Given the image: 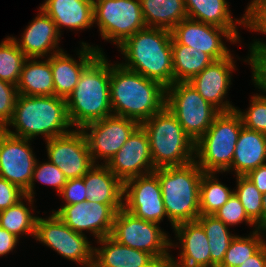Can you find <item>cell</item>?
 <instances>
[{
    "instance_id": "obj_1",
    "label": "cell",
    "mask_w": 266,
    "mask_h": 267,
    "mask_svg": "<svg viewBox=\"0 0 266 267\" xmlns=\"http://www.w3.org/2000/svg\"><path fill=\"white\" fill-rule=\"evenodd\" d=\"M110 103L113 115L141 124L165 107L166 87L120 63H111Z\"/></svg>"
},
{
    "instance_id": "obj_2",
    "label": "cell",
    "mask_w": 266,
    "mask_h": 267,
    "mask_svg": "<svg viewBox=\"0 0 266 267\" xmlns=\"http://www.w3.org/2000/svg\"><path fill=\"white\" fill-rule=\"evenodd\" d=\"M119 51L123 67L169 87L174 83L171 31L146 27L126 39Z\"/></svg>"
},
{
    "instance_id": "obj_3",
    "label": "cell",
    "mask_w": 266,
    "mask_h": 267,
    "mask_svg": "<svg viewBox=\"0 0 266 267\" xmlns=\"http://www.w3.org/2000/svg\"><path fill=\"white\" fill-rule=\"evenodd\" d=\"M13 127V130L9 129ZM66 99L57 96L17 95L13 115L3 129L32 140L41 135L45 141L71 132Z\"/></svg>"
},
{
    "instance_id": "obj_4",
    "label": "cell",
    "mask_w": 266,
    "mask_h": 267,
    "mask_svg": "<svg viewBox=\"0 0 266 267\" xmlns=\"http://www.w3.org/2000/svg\"><path fill=\"white\" fill-rule=\"evenodd\" d=\"M111 62L100 53L82 72L66 99L70 123L75 129L113 115L110 103Z\"/></svg>"
},
{
    "instance_id": "obj_5",
    "label": "cell",
    "mask_w": 266,
    "mask_h": 267,
    "mask_svg": "<svg viewBox=\"0 0 266 267\" xmlns=\"http://www.w3.org/2000/svg\"><path fill=\"white\" fill-rule=\"evenodd\" d=\"M167 219L174 226L197 220L200 183L204 171L195 161L184 166L156 168Z\"/></svg>"
},
{
    "instance_id": "obj_6",
    "label": "cell",
    "mask_w": 266,
    "mask_h": 267,
    "mask_svg": "<svg viewBox=\"0 0 266 267\" xmlns=\"http://www.w3.org/2000/svg\"><path fill=\"white\" fill-rule=\"evenodd\" d=\"M140 125L148 135L155 169L195 161V143L166 106Z\"/></svg>"
},
{
    "instance_id": "obj_7",
    "label": "cell",
    "mask_w": 266,
    "mask_h": 267,
    "mask_svg": "<svg viewBox=\"0 0 266 267\" xmlns=\"http://www.w3.org/2000/svg\"><path fill=\"white\" fill-rule=\"evenodd\" d=\"M242 120L236 110L220 112L195 143V162L204 172H226L232 165Z\"/></svg>"
},
{
    "instance_id": "obj_8",
    "label": "cell",
    "mask_w": 266,
    "mask_h": 267,
    "mask_svg": "<svg viewBox=\"0 0 266 267\" xmlns=\"http://www.w3.org/2000/svg\"><path fill=\"white\" fill-rule=\"evenodd\" d=\"M165 106L194 143L206 133L220 113L188 82H174L166 88Z\"/></svg>"
},
{
    "instance_id": "obj_9",
    "label": "cell",
    "mask_w": 266,
    "mask_h": 267,
    "mask_svg": "<svg viewBox=\"0 0 266 267\" xmlns=\"http://www.w3.org/2000/svg\"><path fill=\"white\" fill-rule=\"evenodd\" d=\"M163 230L159 224L137 218L122 208L116 212L110 236L122 245L152 254L164 265L172 255V240Z\"/></svg>"
},
{
    "instance_id": "obj_10",
    "label": "cell",
    "mask_w": 266,
    "mask_h": 267,
    "mask_svg": "<svg viewBox=\"0 0 266 267\" xmlns=\"http://www.w3.org/2000/svg\"><path fill=\"white\" fill-rule=\"evenodd\" d=\"M93 13L102 40L117 47L146 28L140 0H93Z\"/></svg>"
},
{
    "instance_id": "obj_11",
    "label": "cell",
    "mask_w": 266,
    "mask_h": 267,
    "mask_svg": "<svg viewBox=\"0 0 266 267\" xmlns=\"http://www.w3.org/2000/svg\"><path fill=\"white\" fill-rule=\"evenodd\" d=\"M35 240L81 267L93 266L94 246L86 235L68 227L55 213L36 220Z\"/></svg>"
},
{
    "instance_id": "obj_12",
    "label": "cell",
    "mask_w": 266,
    "mask_h": 267,
    "mask_svg": "<svg viewBox=\"0 0 266 267\" xmlns=\"http://www.w3.org/2000/svg\"><path fill=\"white\" fill-rule=\"evenodd\" d=\"M140 124L129 118L111 115L86 124L81 130L84 132L91 158L94 164L106 165L120 150L132 132Z\"/></svg>"
},
{
    "instance_id": "obj_13",
    "label": "cell",
    "mask_w": 266,
    "mask_h": 267,
    "mask_svg": "<svg viewBox=\"0 0 266 267\" xmlns=\"http://www.w3.org/2000/svg\"><path fill=\"white\" fill-rule=\"evenodd\" d=\"M123 204H102L92 200L72 205H62L57 211L52 210L73 231L85 235L90 232L98 241L110 236L116 212ZM84 231V232H83Z\"/></svg>"
},
{
    "instance_id": "obj_14",
    "label": "cell",
    "mask_w": 266,
    "mask_h": 267,
    "mask_svg": "<svg viewBox=\"0 0 266 267\" xmlns=\"http://www.w3.org/2000/svg\"><path fill=\"white\" fill-rule=\"evenodd\" d=\"M123 209L133 216L160 224L167 213L161 185L155 172L137 176L124 182Z\"/></svg>"
},
{
    "instance_id": "obj_15",
    "label": "cell",
    "mask_w": 266,
    "mask_h": 267,
    "mask_svg": "<svg viewBox=\"0 0 266 267\" xmlns=\"http://www.w3.org/2000/svg\"><path fill=\"white\" fill-rule=\"evenodd\" d=\"M48 160L56 165L67 180L83 177L94 165L88 142L81 129H72L46 141Z\"/></svg>"
},
{
    "instance_id": "obj_16",
    "label": "cell",
    "mask_w": 266,
    "mask_h": 267,
    "mask_svg": "<svg viewBox=\"0 0 266 267\" xmlns=\"http://www.w3.org/2000/svg\"><path fill=\"white\" fill-rule=\"evenodd\" d=\"M171 35L178 44L197 48V50L210 55L215 61L225 59L231 55V51L223 42V38L231 44L241 43V40L228 29L190 18L180 21L171 30Z\"/></svg>"
},
{
    "instance_id": "obj_17",
    "label": "cell",
    "mask_w": 266,
    "mask_h": 267,
    "mask_svg": "<svg viewBox=\"0 0 266 267\" xmlns=\"http://www.w3.org/2000/svg\"><path fill=\"white\" fill-rule=\"evenodd\" d=\"M30 141L33 140L11 135L5 130L0 133V177L24 192L29 188L37 161Z\"/></svg>"
},
{
    "instance_id": "obj_18",
    "label": "cell",
    "mask_w": 266,
    "mask_h": 267,
    "mask_svg": "<svg viewBox=\"0 0 266 267\" xmlns=\"http://www.w3.org/2000/svg\"><path fill=\"white\" fill-rule=\"evenodd\" d=\"M106 166L123 183L128 179L154 172L148 135L139 125Z\"/></svg>"
},
{
    "instance_id": "obj_19",
    "label": "cell",
    "mask_w": 266,
    "mask_h": 267,
    "mask_svg": "<svg viewBox=\"0 0 266 267\" xmlns=\"http://www.w3.org/2000/svg\"><path fill=\"white\" fill-rule=\"evenodd\" d=\"M233 56L231 54L225 59L214 61L188 81L219 112H229L236 108L229 100H225L231 88L232 73L237 70Z\"/></svg>"
},
{
    "instance_id": "obj_20",
    "label": "cell",
    "mask_w": 266,
    "mask_h": 267,
    "mask_svg": "<svg viewBox=\"0 0 266 267\" xmlns=\"http://www.w3.org/2000/svg\"><path fill=\"white\" fill-rule=\"evenodd\" d=\"M80 43L81 48L76 51L78 61L64 50L48 57L52 68L54 96L67 99L78 84L83 70L100 53H105L98 45L95 47L86 42Z\"/></svg>"
},
{
    "instance_id": "obj_21",
    "label": "cell",
    "mask_w": 266,
    "mask_h": 267,
    "mask_svg": "<svg viewBox=\"0 0 266 267\" xmlns=\"http://www.w3.org/2000/svg\"><path fill=\"white\" fill-rule=\"evenodd\" d=\"M38 11L21 38L12 36L27 58H48L64 50L59 47L62 34L58 32L55 22L40 7Z\"/></svg>"
},
{
    "instance_id": "obj_22",
    "label": "cell",
    "mask_w": 266,
    "mask_h": 267,
    "mask_svg": "<svg viewBox=\"0 0 266 267\" xmlns=\"http://www.w3.org/2000/svg\"><path fill=\"white\" fill-rule=\"evenodd\" d=\"M173 231L179 241H171V248H181L178 259L171 255L173 263L183 267H211L208 237L197 220L180 223L174 226Z\"/></svg>"
},
{
    "instance_id": "obj_23",
    "label": "cell",
    "mask_w": 266,
    "mask_h": 267,
    "mask_svg": "<svg viewBox=\"0 0 266 267\" xmlns=\"http://www.w3.org/2000/svg\"><path fill=\"white\" fill-rule=\"evenodd\" d=\"M187 16L202 23L215 25L230 30L239 40L238 25L251 31V2L247 4L245 14L240 19H233L229 2L226 0H184Z\"/></svg>"
},
{
    "instance_id": "obj_24",
    "label": "cell",
    "mask_w": 266,
    "mask_h": 267,
    "mask_svg": "<svg viewBox=\"0 0 266 267\" xmlns=\"http://www.w3.org/2000/svg\"><path fill=\"white\" fill-rule=\"evenodd\" d=\"M92 267H163L150 253L122 245L111 236L97 241Z\"/></svg>"
},
{
    "instance_id": "obj_25",
    "label": "cell",
    "mask_w": 266,
    "mask_h": 267,
    "mask_svg": "<svg viewBox=\"0 0 266 267\" xmlns=\"http://www.w3.org/2000/svg\"><path fill=\"white\" fill-rule=\"evenodd\" d=\"M39 7L55 22L60 34L64 27L78 31L94 24L93 0H45Z\"/></svg>"
},
{
    "instance_id": "obj_26",
    "label": "cell",
    "mask_w": 266,
    "mask_h": 267,
    "mask_svg": "<svg viewBox=\"0 0 266 267\" xmlns=\"http://www.w3.org/2000/svg\"><path fill=\"white\" fill-rule=\"evenodd\" d=\"M266 164V135L242 128L236 142L231 167L235 176H245L260 165Z\"/></svg>"
},
{
    "instance_id": "obj_27",
    "label": "cell",
    "mask_w": 266,
    "mask_h": 267,
    "mask_svg": "<svg viewBox=\"0 0 266 267\" xmlns=\"http://www.w3.org/2000/svg\"><path fill=\"white\" fill-rule=\"evenodd\" d=\"M87 200L123 204L124 183L106 165L94 164L83 176Z\"/></svg>"
},
{
    "instance_id": "obj_28",
    "label": "cell",
    "mask_w": 266,
    "mask_h": 267,
    "mask_svg": "<svg viewBox=\"0 0 266 267\" xmlns=\"http://www.w3.org/2000/svg\"><path fill=\"white\" fill-rule=\"evenodd\" d=\"M16 87L19 95L54 96L52 68L48 58H27Z\"/></svg>"
},
{
    "instance_id": "obj_29",
    "label": "cell",
    "mask_w": 266,
    "mask_h": 267,
    "mask_svg": "<svg viewBox=\"0 0 266 267\" xmlns=\"http://www.w3.org/2000/svg\"><path fill=\"white\" fill-rule=\"evenodd\" d=\"M146 27L171 31L188 18L184 0H140Z\"/></svg>"
},
{
    "instance_id": "obj_30",
    "label": "cell",
    "mask_w": 266,
    "mask_h": 267,
    "mask_svg": "<svg viewBox=\"0 0 266 267\" xmlns=\"http://www.w3.org/2000/svg\"><path fill=\"white\" fill-rule=\"evenodd\" d=\"M174 82H188L215 60L197 48L178 44L172 38Z\"/></svg>"
},
{
    "instance_id": "obj_31",
    "label": "cell",
    "mask_w": 266,
    "mask_h": 267,
    "mask_svg": "<svg viewBox=\"0 0 266 267\" xmlns=\"http://www.w3.org/2000/svg\"><path fill=\"white\" fill-rule=\"evenodd\" d=\"M34 201L32 197L25 195L15 205L1 211L0 227L14 234L19 239L24 234L25 236L31 235L34 238L36 220L38 218V216H34V213H32L35 210L33 209ZM26 203H28L27 205L31 209Z\"/></svg>"
},
{
    "instance_id": "obj_32",
    "label": "cell",
    "mask_w": 266,
    "mask_h": 267,
    "mask_svg": "<svg viewBox=\"0 0 266 267\" xmlns=\"http://www.w3.org/2000/svg\"><path fill=\"white\" fill-rule=\"evenodd\" d=\"M197 221L202 225L208 237L211 267H219L224 260L231 241L236 235L232 234L229 230L230 227L214 215L200 214Z\"/></svg>"
},
{
    "instance_id": "obj_33",
    "label": "cell",
    "mask_w": 266,
    "mask_h": 267,
    "mask_svg": "<svg viewBox=\"0 0 266 267\" xmlns=\"http://www.w3.org/2000/svg\"><path fill=\"white\" fill-rule=\"evenodd\" d=\"M216 175V172H204L201 177L199 202L202 215H214L234 193Z\"/></svg>"
},
{
    "instance_id": "obj_34",
    "label": "cell",
    "mask_w": 266,
    "mask_h": 267,
    "mask_svg": "<svg viewBox=\"0 0 266 267\" xmlns=\"http://www.w3.org/2000/svg\"><path fill=\"white\" fill-rule=\"evenodd\" d=\"M265 239L266 230L263 229L252 231L244 237L236 234L219 267H238L266 243Z\"/></svg>"
},
{
    "instance_id": "obj_35",
    "label": "cell",
    "mask_w": 266,
    "mask_h": 267,
    "mask_svg": "<svg viewBox=\"0 0 266 267\" xmlns=\"http://www.w3.org/2000/svg\"><path fill=\"white\" fill-rule=\"evenodd\" d=\"M27 57L11 36L0 43V80L17 85Z\"/></svg>"
},
{
    "instance_id": "obj_36",
    "label": "cell",
    "mask_w": 266,
    "mask_h": 267,
    "mask_svg": "<svg viewBox=\"0 0 266 267\" xmlns=\"http://www.w3.org/2000/svg\"><path fill=\"white\" fill-rule=\"evenodd\" d=\"M234 193L244 206L248 217L262 229V199L263 194L246 176H236Z\"/></svg>"
},
{
    "instance_id": "obj_37",
    "label": "cell",
    "mask_w": 266,
    "mask_h": 267,
    "mask_svg": "<svg viewBox=\"0 0 266 267\" xmlns=\"http://www.w3.org/2000/svg\"><path fill=\"white\" fill-rule=\"evenodd\" d=\"M36 181L45 185L52 186L57 193H60L67 182V178L65 177L63 172L49 160L40 163L37 160L29 188L24 192L26 196L32 197L33 199H35L34 190Z\"/></svg>"
},
{
    "instance_id": "obj_38",
    "label": "cell",
    "mask_w": 266,
    "mask_h": 267,
    "mask_svg": "<svg viewBox=\"0 0 266 267\" xmlns=\"http://www.w3.org/2000/svg\"><path fill=\"white\" fill-rule=\"evenodd\" d=\"M248 45L250 54L246 56L247 59L243 60L251 67V76L255 87L259 89V92H263H260L259 95L266 96V43L256 39Z\"/></svg>"
},
{
    "instance_id": "obj_39",
    "label": "cell",
    "mask_w": 266,
    "mask_h": 267,
    "mask_svg": "<svg viewBox=\"0 0 266 267\" xmlns=\"http://www.w3.org/2000/svg\"><path fill=\"white\" fill-rule=\"evenodd\" d=\"M250 99L247 110L242 111L237 107L235 110L240 115L244 128L266 135V96L256 93Z\"/></svg>"
},
{
    "instance_id": "obj_40",
    "label": "cell",
    "mask_w": 266,
    "mask_h": 267,
    "mask_svg": "<svg viewBox=\"0 0 266 267\" xmlns=\"http://www.w3.org/2000/svg\"><path fill=\"white\" fill-rule=\"evenodd\" d=\"M214 216L228 227L245 222L248 226H253V231L258 230L257 225L248 217L244 206L235 193H233L228 201L215 212Z\"/></svg>"
},
{
    "instance_id": "obj_41",
    "label": "cell",
    "mask_w": 266,
    "mask_h": 267,
    "mask_svg": "<svg viewBox=\"0 0 266 267\" xmlns=\"http://www.w3.org/2000/svg\"><path fill=\"white\" fill-rule=\"evenodd\" d=\"M18 92L17 87L0 80V127L4 129L10 122Z\"/></svg>"
},
{
    "instance_id": "obj_42",
    "label": "cell",
    "mask_w": 266,
    "mask_h": 267,
    "mask_svg": "<svg viewBox=\"0 0 266 267\" xmlns=\"http://www.w3.org/2000/svg\"><path fill=\"white\" fill-rule=\"evenodd\" d=\"M59 195H61L65 202L63 205H72L87 201L86 187L83 177L67 180Z\"/></svg>"
},
{
    "instance_id": "obj_43",
    "label": "cell",
    "mask_w": 266,
    "mask_h": 267,
    "mask_svg": "<svg viewBox=\"0 0 266 267\" xmlns=\"http://www.w3.org/2000/svg\"><path fill=\"white\" fill-rule=\"evenodd\" d=\"M25 196L17 185L0 177V212L15 205Z\"/></svg>"
},
{
    "instance_id": "obj_44",
    "label": "cell",
    "mask_w": 266,
    "mask_h": 267,
    "mask_svg": "<svg viewBox=\"0 0 266 267\" xmlns=\"http://www.w3.org/2000/svg\"><path fill=\"white\" fill-rule=\"evenodd\" d=\"M19 243V238L0 227V256L9 254Z\"/></svg>"
},
{
    "instance_id": "obj_45",
    "label": "cell",
    "mask_w": 266,
    "mask_h": 267,
    "mask_svg": "<svg viewBox=\"0 0 266 267\" xmlns=\"http://www.w3.org/2000/svg\"><path fill=\"white\" fill-rule=\"evenodd\" d=\"M262 194H266V164L260 165L245 175Z\"/></svg>"
},
{
    "instance_id": "obj_46",
    "label": "cell",
    "mask_w": 266,
    "mask_h": 267,
    "mask_svg": "<svg viewBox=\"0 0 266 267\" xmlns=\"http://www.w3.org/2000/svg\"><path fill=\"white\" fill-rule=\"evenodd\" d=\"M238 267H266V243Z\"/></svg>"
},
{
    "instance_id": "obj_47",
    "label": "cell",
    "mask_w": 266,
    "mask_h": 267,
    "mask_svg": "<svg viewBox=\"0 0 266 267\" xmlns=\"http://www.w3.org/2000/svg\"><path fill=\"white\" fill-rule=\"evenodd\" d=\"M251 31L266 35V11H251Z\"/></svg>"
},
{
    "instance_id": "obj_48",
    "label": "cell",
    "mask_w": 266,
    "mask_h": 267,
    "mask_svg": "<svg viewBox=\"0 0 266 267\" xmlns=\"http://www.w3.org/2000/svg\"><path fill=\"white\" fill-rule=\"evenodd\" d=\"M251 11H266V0H251Z\"/></svg>"
},
{
    "instance_id": "obj_49",
    "label": "cell",
    "mask_w": 266,
    "mask_h": 267,
    "mask_svg": "<svg viewBox=\"0 0 266 267\" xmlns=\"http://www.w3.org/2000/svg\"><path fill=\"white\" fill-rule=\"evenodd\" d=\"M262 229L266 230V194H263L262 199Z\"/></svg>"
},
{
    "instance_id": "obj_50",
    "label": "cell",
    "mask_w": 266,
    "mask_h": 267,
    "mask_svg": "<svg viewBox=\"0 0 266 267\" xmlns=\"http://www.w3.org/2000/svg\"><path fill=\"white\" fill-rule=\"evenodd\" d=\"M163 267H183L181 265H178V264H175L173 263L171 260H168L164 265Z\"/></svg>"
}]
</instances>
